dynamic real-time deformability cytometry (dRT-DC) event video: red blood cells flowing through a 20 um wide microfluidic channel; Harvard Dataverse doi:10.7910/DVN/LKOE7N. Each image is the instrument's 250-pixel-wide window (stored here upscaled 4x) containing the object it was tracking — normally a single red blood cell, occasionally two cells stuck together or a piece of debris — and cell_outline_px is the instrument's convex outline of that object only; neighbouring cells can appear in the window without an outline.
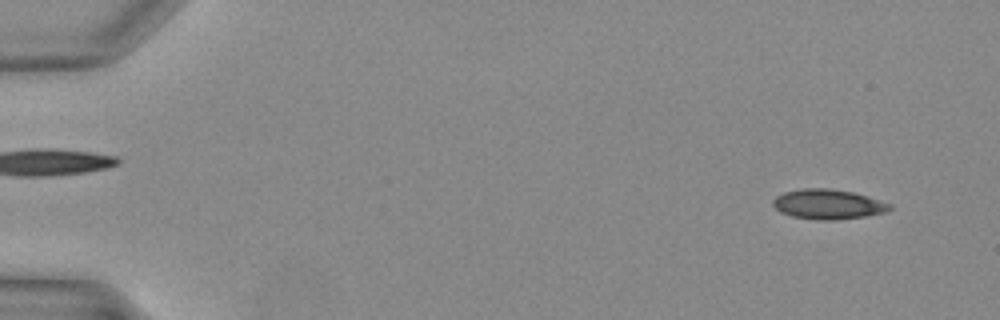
{"species": "Egyptian fruit bat (a non-hibernating species)", "species_latin": "Rousettus aegyptiacus", "temperature_condition": "warm", "stored_images_in_passage": 10, "camera_frame_rate_fps": 3000, "um_per_image_px": 0.085, "animal": {"sex": "female"}, "frame": {"image": 1, "passage_image": 1, "time_ms": 0.0, "image_size_px": [1000, 320], "cell_outline_px": [[892, 208], [884, 212], [864, 216], [832, 220], [820, 220], [792, 216], [780, 212], [772, 204], [772, 200], [776, 196], [784, 192], [804, 188], [828, 188], [852, 192], [892, 204]], "centroid_in_image_um": [70.35, 17.35], "position_along_channel_um": 14.7, "area_um2": 20.06}}
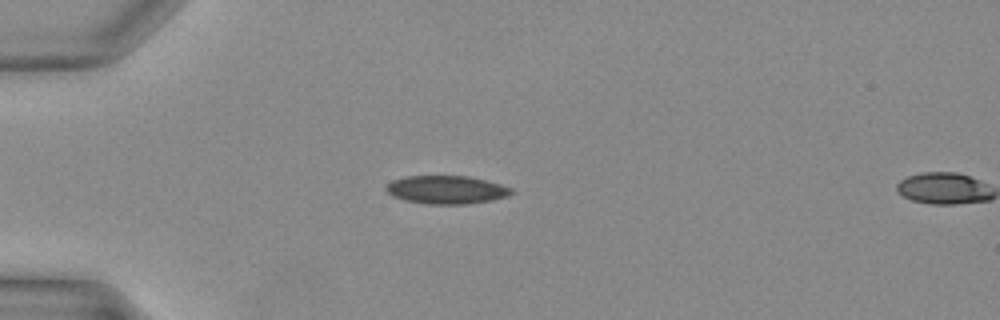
{"frame": {"image": 2, "passage_image": 9, "time_ms": 2.667, "image_size_px": [1000, 320], "cell_outline_px": [[512, 192], [508, 196], [492, 200], [468, 204], [428, 204], [404, 200], [392, 196], [384, 188], [392, 180], [404, 176], [468, 176], [500, 184], [512, 188]], "centroid_in_image_um": [37.92, 16.13], "position_along_channel_um": 47.1, "area_um2": 20.58}}